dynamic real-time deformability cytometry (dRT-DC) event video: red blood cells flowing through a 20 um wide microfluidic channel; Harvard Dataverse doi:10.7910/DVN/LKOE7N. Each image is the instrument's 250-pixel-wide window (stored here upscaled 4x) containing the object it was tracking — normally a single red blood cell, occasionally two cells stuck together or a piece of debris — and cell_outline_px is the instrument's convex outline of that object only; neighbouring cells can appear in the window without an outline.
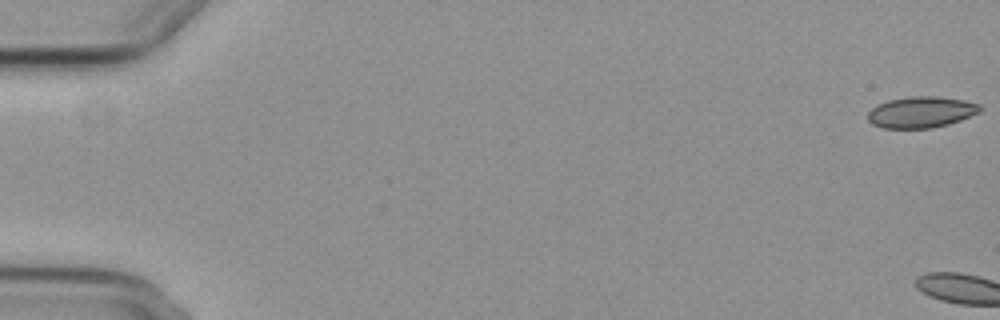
{"species": "common noctule bat (a hibernating species)", "species_latin": "Nyctalus noctula", "temperature_condition": "cold", "stored_images_in_passage": 8, "camera_frame_rate_fps": 3000, "um_per_image_px": 0.085, "animal": {"sex": "female", "body_mass_g": 29.2, "forearm_length_mm": 56.3}, "frame": {"image": 1, "passage_image": 1, "time_ms": 0.0, "image_size_px": [1000, 320], "cell_outline_px": [[980, 112], [960, 120], [948, 124], [932, 128], [884, 128], [872, 124], [868, 120], [868, 112], [872, 108], [888, 100], [912, 96], [936, 96], [964, 100], [980, 104]], "centroid_in_image_um": [78.3, 9.53], "position_along_channel_um": 6.7, "area_um2": 20.29}}
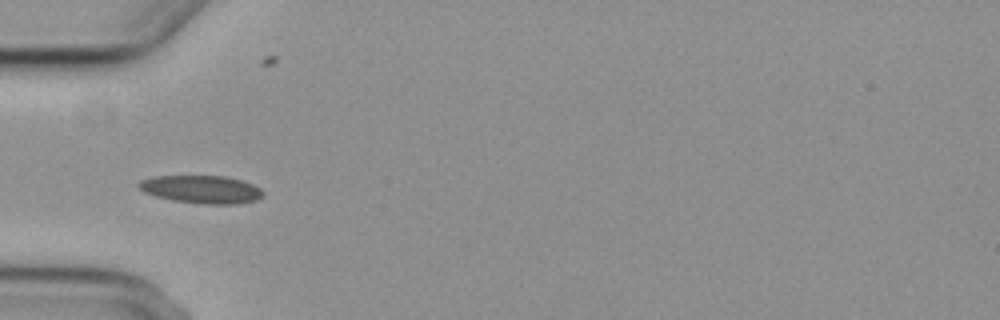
{"frame": {"image": 2, "passage_image": 7, "time_ms": 7.0, "image_size_px": [1000, 320], "cell_outline_px": [[264, 196], [256, 200], [236, 204], [204, 204], [172, 200], [156, 196], [144, 192], [136, 188], [136, 184], [140, 180], [152, 176], [224, 176], [240, 180], [252, 184], [260, 188], [264, 192]], "centroid_in_image_um": [17.09, 16.09], "position_along_channel_um": 67.9, "area_um2": 20.35}}
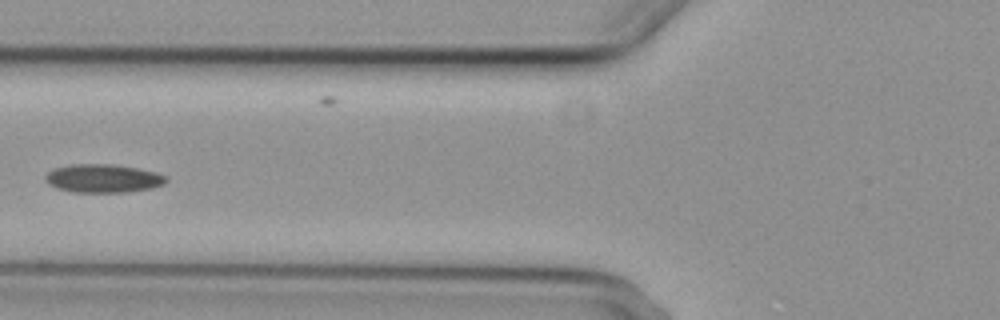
{"frame": {"image": 3, "passage_image": 8, "time_ms": 8.333, "image_size_px": [1000, 320], "cell_outline_px": [[168, 180], [164, 184], [152, 188], [128, 192], [72, 192], [56, 188], [48, 184], [44, 180], [44, 176], [48, 172], [56, 168], [72, 164], [112, 164], [136, 168], [156, 172], [168, 176]], "centroid_in_image_um": [8.77, 15.17], "position_along_channel_um": 117.0, "area_um2": 20.11}}